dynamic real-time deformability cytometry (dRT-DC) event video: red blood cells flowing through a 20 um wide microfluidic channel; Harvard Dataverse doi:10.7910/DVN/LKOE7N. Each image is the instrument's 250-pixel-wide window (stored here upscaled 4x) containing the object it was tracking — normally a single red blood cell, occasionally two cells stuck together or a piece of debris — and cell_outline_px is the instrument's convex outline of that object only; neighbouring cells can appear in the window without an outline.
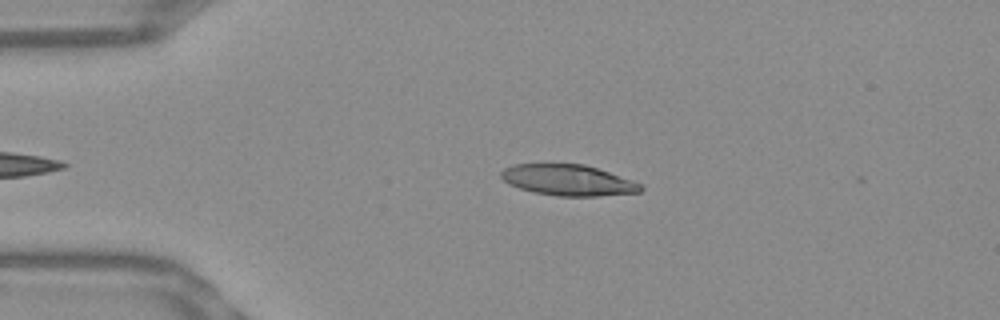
{"species": "Egyptian fruit bat (a non-hibernating species)", "species_latin": "Rousettus aegyptiacus", "temperature_condition": "warm", "stored_images_in_passage": 7, "camera_frame_rate_fps": 3000, "um_per_image_px": 0.085, "frame": {"image": 1, "passage_image": 6, "time_ms": 1.667, "image_size_px": [1000, 320], "cell_outline_px": [[644, 188], [640, 192], [596, 196], [556, 196], [532, 192], [508, 184], [500, 176], [500, 172], [504, 168], [512, 164], [584, 164], [644, 184]], "centroid_in_image_um": [48.27, 15.31], "position_along_channel_um": 36.7, "area_um2": 25.2}}